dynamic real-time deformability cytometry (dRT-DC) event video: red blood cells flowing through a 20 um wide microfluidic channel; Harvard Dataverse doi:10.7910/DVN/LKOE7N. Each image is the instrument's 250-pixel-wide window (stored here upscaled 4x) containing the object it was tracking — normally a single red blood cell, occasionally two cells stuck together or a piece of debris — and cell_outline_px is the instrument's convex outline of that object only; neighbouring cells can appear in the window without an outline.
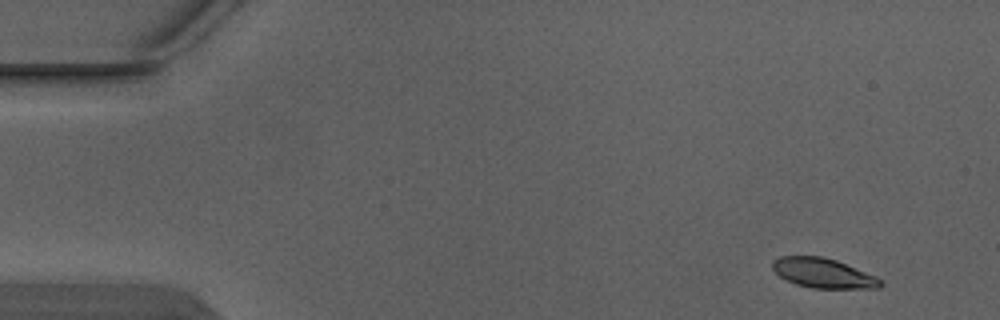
{"species": "Egyptian fruit bat (a non-hibernating species)", "species_latin": "Rousettus aegyptiacus", "temperature_condition": "warm", "stored_images_in_passage": 5, "camera_frame_rate_fps": 3000, "um_per_image_px": 0.085, "animal": {"sex": "male"}, "frame": {"image": 1, "passage_image": 1, "time_ms": 0.0, "image_size_px": [1000, 320], "cell_outline_px": [[884, 284], [880, 288], [812, 288], [796, 284], [780, 276], [772, 268], [772, 260], [780, 256], [824, 256], [836, 260], [876, 276]], "centroid_in_image_um": [69.97, 23.21], "position_along_channel_um": 15.0, "area_um2": 18.61}}
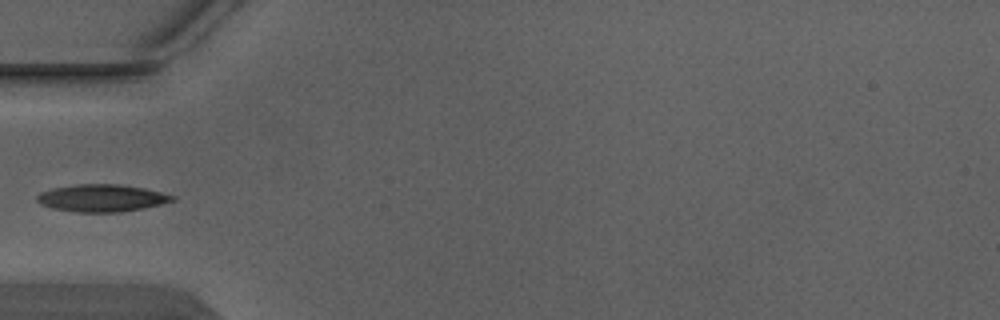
{"frame": {"image": 2, "passage_image": 4, "time_ms": 1.0, "image_size_px": [1000, 320], "cell_outline_px": [[176, 200], [144, 208], [120, 212], [76, 212], [52, 208], [40, 204], [36, 200], [36, 196], [40, 192], [52, 188], [76, 184], [120, 184], [144, 188], [176, 196]], "centroid_in_image_um": [8.63, 16.83], "position_along_channel_um": 76.4, "area_um2": 21.62}}
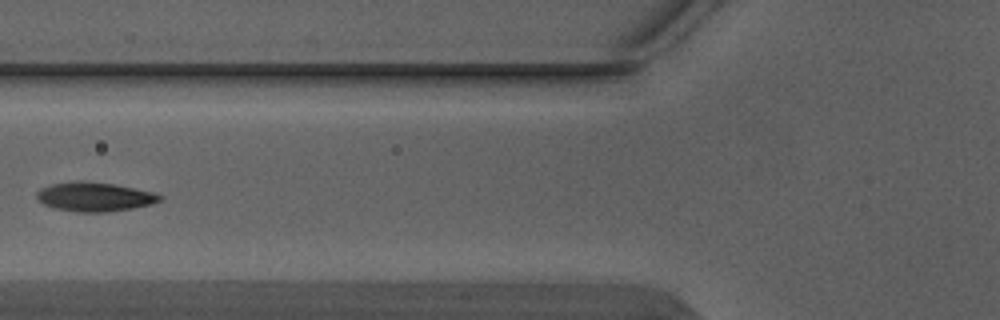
{"frame": {"image": 3, "passage_image": 5, "time_ms": 1.333, "image_size_px": [1000, 320], "cell_outline_px": [[164, 196], [160, 200], [152, 204], [132, 208], [108, 212], [76, 212], [52, 208], [36, 200], [36, 192], [40, 188], [52, 184], [76, 180], [80, 180], [116, 184], [152, 192]], "centroid_in_image_um": [7.99, 16.72], "position_along_channel_um": 117.8, "area_um2": 21.15}}